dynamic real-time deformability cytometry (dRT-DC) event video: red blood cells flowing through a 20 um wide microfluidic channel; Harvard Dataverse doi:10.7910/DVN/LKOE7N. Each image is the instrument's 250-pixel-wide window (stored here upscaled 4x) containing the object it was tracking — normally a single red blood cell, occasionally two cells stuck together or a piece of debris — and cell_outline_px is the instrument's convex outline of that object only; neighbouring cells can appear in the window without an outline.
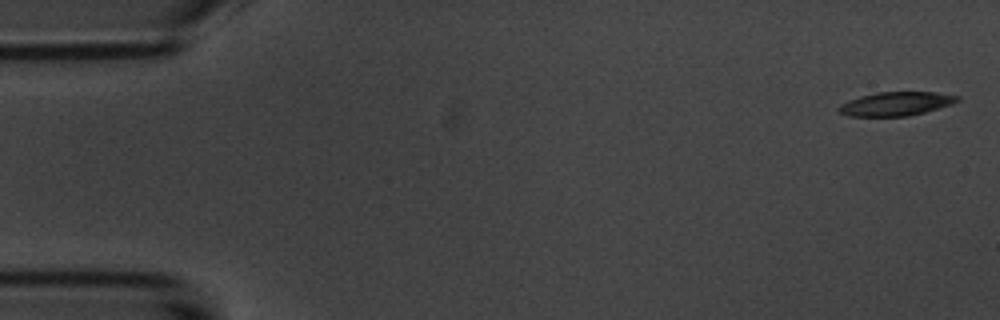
{"species": "common noctule bat (a hibernating species)", "species_latin": "Nyctalus noctula", "temperature_condition": "room temperature", "stored_images_in_passage": 5, "camera_frame_rate_fps": 3000, "um_per_image_px": 0.085, "animal": {"sex": "male", "body_mass_g": 20.1, "forearm_length_mm": 53.5}, "frame": {"image": 1, "passage_image": 1, "time_ms": 0.0, "image_size_px": [1000, 320], "cell_outline_px": [[960, 100], [952, 104], [924, 112], [908, 116], [848, 116], [840, 112], [836, 108], [840, 104], [848, 100], [860, 96], [876, 92], [936, 92], [960, 96]], "centroid_in_image_um": [76.15, 8.81], "position_along_channel_um": 8.9, "area_um2": 16.47}}
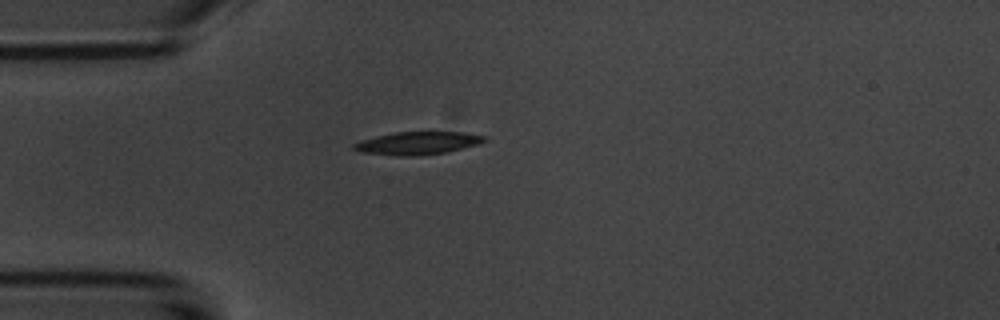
{"frame": {"image": 2, "passage_image": 4, "time_ms": 4.333, "image_size_px": [1000, 320], "cell_outline_px": [[488, 140], [476, 144], [444, 152], [412, 156], [396, 156], [360, 152], [352, 148], [352, 144], [360, 140], [376, 136], [396, 132], [464, 132], [488, 136]], "centroid_in_image_um": [35.46, 12.16], "position_along_channel_um": 49.5, "area_um2": 17.28}}